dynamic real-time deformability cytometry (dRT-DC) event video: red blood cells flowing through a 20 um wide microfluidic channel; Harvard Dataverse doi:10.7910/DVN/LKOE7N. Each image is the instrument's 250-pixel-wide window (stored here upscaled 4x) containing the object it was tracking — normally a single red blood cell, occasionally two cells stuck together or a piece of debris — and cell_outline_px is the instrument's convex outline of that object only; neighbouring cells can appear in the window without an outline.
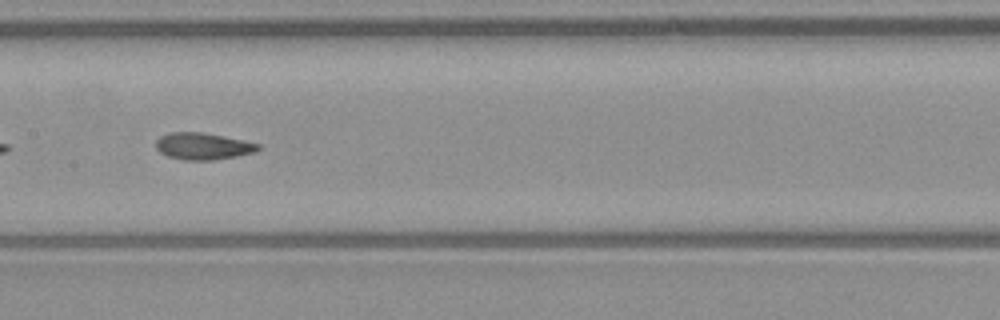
{"species": "common noctule bat (a hibernating species)", "species_latin": "Nyctalus noctula", "temperature_condition": "warm", "stored_images_in_passage": 37, "camera_frame_rate_fps": 3000, "um_per_image_px": 0.085, "animal": {"sex": "male", "body_mass_g": 23.1, "forearm_length_mm": 52.7}, "frame": {"image": 1, "passage_image": 11, "time_ms": 3.333, "image_size_px": [1000, 320], "cell_outline_px": [[260, 148], [256, 152], [236, 156], [212, 160], [184, 160], [168, 156], [160, 152], [156, 148], [156, 140], [160, 136], [172, 132], [200, 132], [224, 136], [260, 144]], "centroid_in_image_um": [17.25, 12.43], "position_along_channel_um": 190.2, "area_um2": 15.9}, "authors_computed_cell_mechanics": {"area_um2": 15.9528, "velocity_mm_per_s": 3.9593, "shape_relaxation_time_tau1_ms": 8.7647, "shape_relaxation_time_tau2_ms": 2.4636, "deformation_change_tau1": 0.2138, "deformation_change_tau2": 0.0826}}